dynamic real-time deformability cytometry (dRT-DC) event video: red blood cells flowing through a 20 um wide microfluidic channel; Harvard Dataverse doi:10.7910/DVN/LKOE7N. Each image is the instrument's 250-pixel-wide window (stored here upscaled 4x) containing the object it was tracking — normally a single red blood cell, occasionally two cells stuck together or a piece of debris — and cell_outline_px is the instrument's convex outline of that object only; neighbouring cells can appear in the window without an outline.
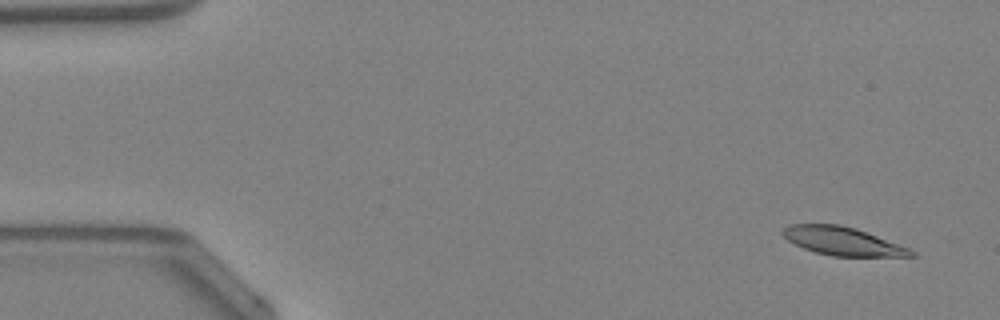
{"species": "Egyptian fruit bat (a non-hibernating species)", "species_latin": "Rousettus aegyptiacus", "temperature_condition": "warm", "stored_images_in_passage": 48, "camera_frame_rate_fps": 3000, "um_per_image_px": 0.085, "animal": {"sex": "female"}, "frame": {"image": 1, "passage_image": 3, "time_ms": 0.667, "image_size_px": [1000, 320], "cell_outline_px": [[916, 256], [832, 256], [816, 252], [804, 248], [788, 240], [780, 232], [788, 224], [836, 224], [856, 228], [908, 248], [916, 252]], "centroid_in_image_um": [71.59, 20.49], "position_along_channel_um": 13.4, "area_um2": 20.87}}
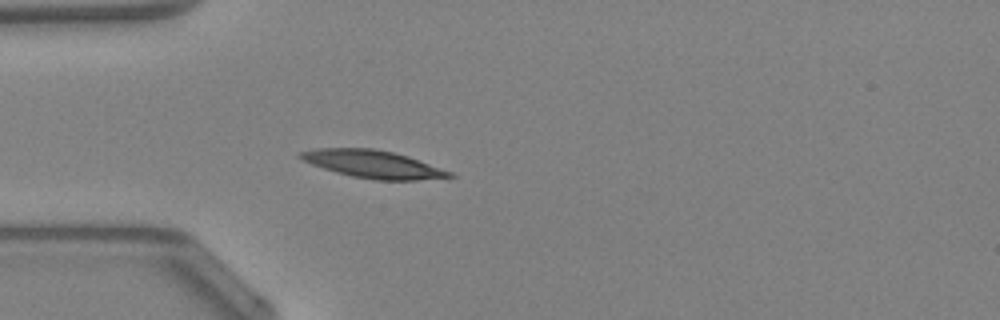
{"frame": {"image": 2, "passage_image": 14, "time_ms": 4.333, "image_size_px": [1000, 320], "cell_outline_px": [[456, 176], [416, 180], [376, 180], [352, 176], [336, 172], [312, 164], [296, 156], [296, 152], [316, 148], [376, 148], [408, 156], [452, 172]], "centroid_in_image_um": [31.67, 13.94], "position_along_channel_um": 53.3, "area_um2": 23.93}}
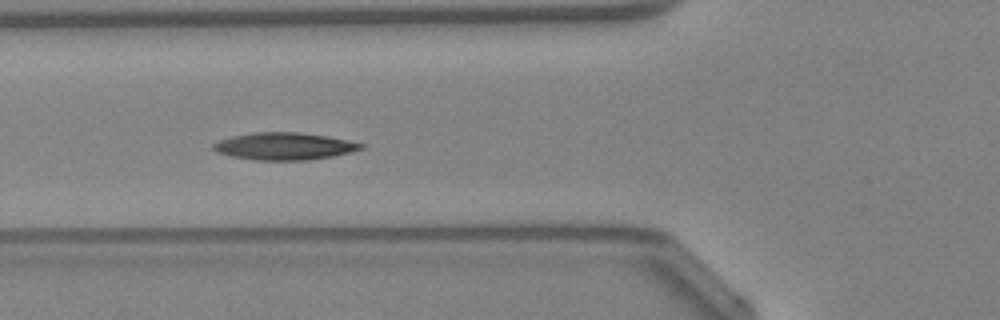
{"frame": {"image": 3, "passage_image": 18, "time_ms": 5.667, "image_size_px": [1000, 320], "cell_outline_px": [[364, 148], [332, 156], [308, 160], [256, 160], [232, 156], [216, 152], [212, 148], [212, 144], [220, 140], [232, 136], [252, 132], [300, 132], [328, 136], [364, 144]], "centroid_in_image_um": [24.13, 12.42], "position_along_channel_um": 101.7, "area_um2": 23.35}, "authors_computed_cell_mechanics": {"area_um2": 22.5998, "velocity_mm_per_s": 4.2543, "shape_relaxation_time_tau1_ms": 3.3938, "shape_relaxation_time_tau2_ms": null, "deformation_change_tau1": 0.1603, "deformation_change_tau2": null}}